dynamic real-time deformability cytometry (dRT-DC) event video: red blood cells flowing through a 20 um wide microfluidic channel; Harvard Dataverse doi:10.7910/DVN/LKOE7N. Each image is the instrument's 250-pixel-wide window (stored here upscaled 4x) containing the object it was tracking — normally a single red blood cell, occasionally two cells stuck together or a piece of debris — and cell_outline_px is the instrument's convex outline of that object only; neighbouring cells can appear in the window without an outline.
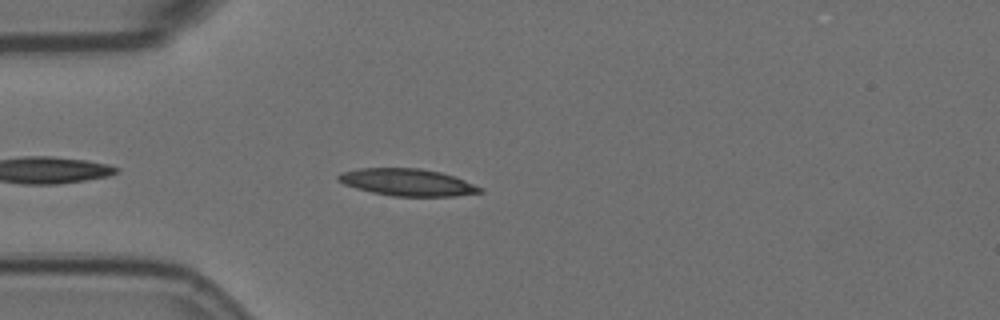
{"species": "Egyptian fruit bat (a non-hibernating species)", "species_latin": "Rousettus aegyptiacus", "temperature_condition": "room temperature", "stored_images_in_passage": 29, "camera_frame_rate_fps": 3000, "um_per_image_px": 0.085, "animal": {"sex": "female"}, "frame": {"image": 1, "passage_image": 4, "time_ms": 1.0, "image_size_px": [1000, 320], "cell_outline_px": [[484, 192], [452, 196], [392, 196], [372, 192], [356, 188], [344, 184], [336, 180], [336, 176], [340, 172], [360, 168], [420, 168], [440, 172], [464, 180], [484, 188]], "centroid_in_image_um": [34.6, 15.49], "position_along_channel_um": 50.4, "area_um2": 22.37}}
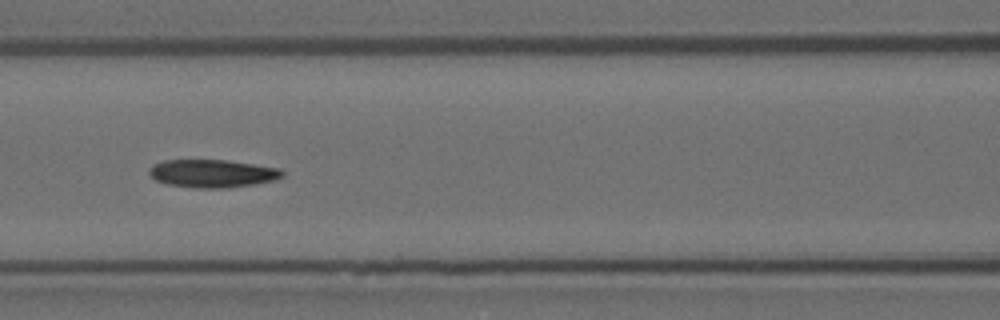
{"frame": {"image": 2, "passage_image": 13, "time_ms": 4.0, "image_size_px": [1000, 320], "cell_outline_px": [[284, 176], [276, 180], [256, 184], [228, 188], [196, 188], [168, 184], [156, 180], [148, 172], [148, 168], [152, 164], [164, 160], [224, 160], [280, 168], [284, 172]], "centroid_in_image_um": [18.06, 14.75], "position_along_channel_um": 148.5, "area_um2": 21.79}}
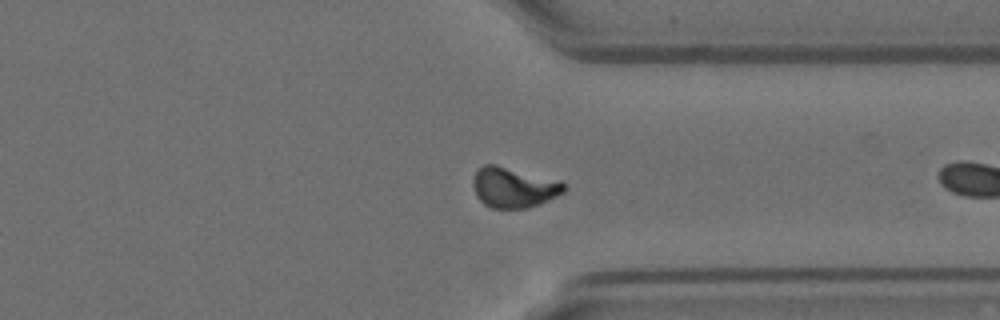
{"frame": {"image": 3, "passage_image": 28, "time_ms": 9.0, "image_size_px": [1000, 320], "cell_outline_px": [[568, 188], [564, 192], [548, 200], [524, 208], [492, 208], [484, 204], [476, 196], [472, 184], [472, 180], [476, 172], [484, 164], [496, 164], [560, 180]], "centroid_in_image_um": [43.66, 15.91], "position_along_channel_um": 367.7, "area_um2": 21.39}}